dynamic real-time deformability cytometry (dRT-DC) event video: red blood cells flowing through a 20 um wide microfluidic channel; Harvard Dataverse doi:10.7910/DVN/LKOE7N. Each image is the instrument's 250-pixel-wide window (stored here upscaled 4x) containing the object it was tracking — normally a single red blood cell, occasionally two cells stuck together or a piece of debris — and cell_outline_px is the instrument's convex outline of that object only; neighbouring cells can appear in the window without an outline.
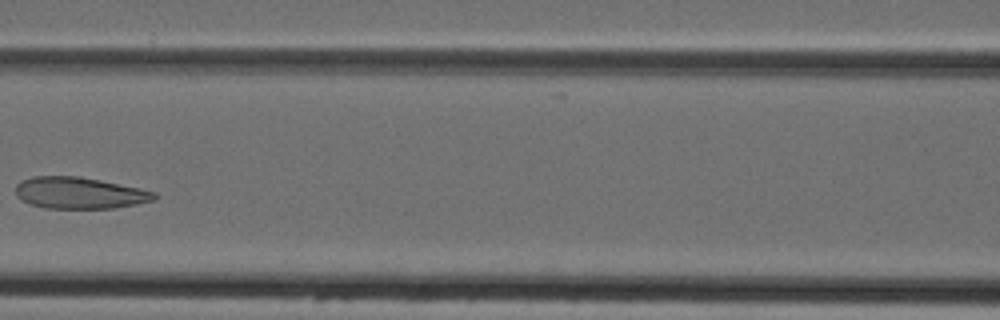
{"species": "Egyptian fruit bat (a non-hibernating species)", "species_latin": "Rousettus aegyptiacus", "temperature_condition": "cold", "stored_images_in_passage": 4, "camera_frame_rate_fps": 3000, "um_per_image_px": 0.085, "animal": {"sex": "female"}, "frame": {"image": 1, "passage_image": 4, "time_ms": 3.333, "image_size_px": [1000, 320], "cell_outline_px": [[156, 196], [152, 200], [136, 204], [112, 208], [44, 208], [28, 204], [16, 196], [16, 184], [20, 180], [32, 176], [76, 176], [100, 180], [140, 188], [156, 192]], "centroid_in_image_um": [6.69, 16.4], "position_along_channel_um": 159.9, "area_um2": 25.49}}